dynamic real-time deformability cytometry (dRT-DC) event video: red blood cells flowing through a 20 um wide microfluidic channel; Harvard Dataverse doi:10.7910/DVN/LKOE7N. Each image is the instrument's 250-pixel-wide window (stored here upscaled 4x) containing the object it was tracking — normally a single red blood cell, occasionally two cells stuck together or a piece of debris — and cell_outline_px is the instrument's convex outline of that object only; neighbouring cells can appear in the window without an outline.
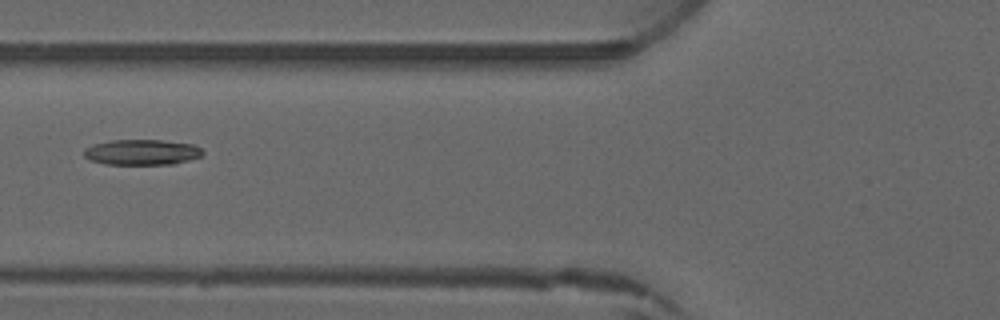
{"species": "common noctule bat (a hibernating species)", "species_latin": "Nyctalus noctula", "temperature_condition": "warm", "stored_images_in_passage": 7, "camera_frame_rate_fps": 3000, "um_per_image_px": 0.085, "animal": {"sex": "male", "forearm_length_mm": 52.5}, "frame": {"image": 1, "passage_image": 6, "time_ms": 6.667, "image_size_px": [1000, 320], "cell_outline_px": [[204, 152], [200, 156], [188, 160], [172, 164], [104, 164], [88, 160], [84, 156], [84, 148], [92, 144], [108, 140], [160, 140], [192, 144], [200, 148]], "centroid_in_image_um": [11.99, 12.93], "position_along_channel_um": 113.8, "area_um2": 17.69}}
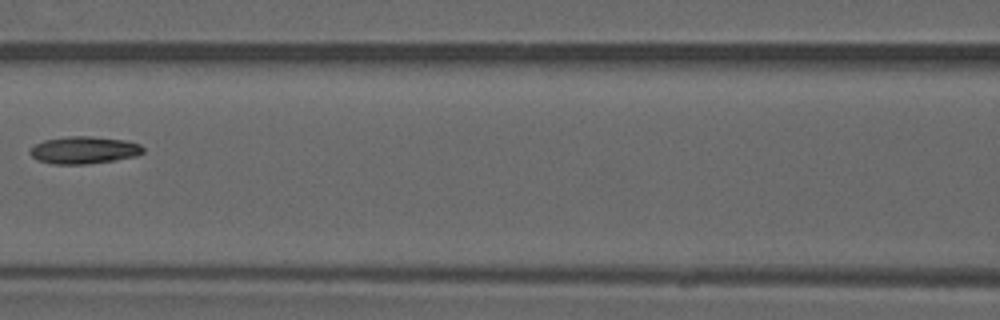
{"frame": {"image": 2, "passage_image": 7, "time_ms": 7.667, "image_size_px": [1000, 320], "cell_outline_px": [[144, 152], [136, 156], [116, 160], [88, 164], [52, 164], [40, 160], [32, 156], [28, 152], [36, 144], [44, 140], [68, 136], [92, 136], [124, 140], [140, 144], [144, 148]], "centroid_in_image_um": [7.17, 12.76], "position_along_channel_um": 159.4, "area_um2": 17.98}}